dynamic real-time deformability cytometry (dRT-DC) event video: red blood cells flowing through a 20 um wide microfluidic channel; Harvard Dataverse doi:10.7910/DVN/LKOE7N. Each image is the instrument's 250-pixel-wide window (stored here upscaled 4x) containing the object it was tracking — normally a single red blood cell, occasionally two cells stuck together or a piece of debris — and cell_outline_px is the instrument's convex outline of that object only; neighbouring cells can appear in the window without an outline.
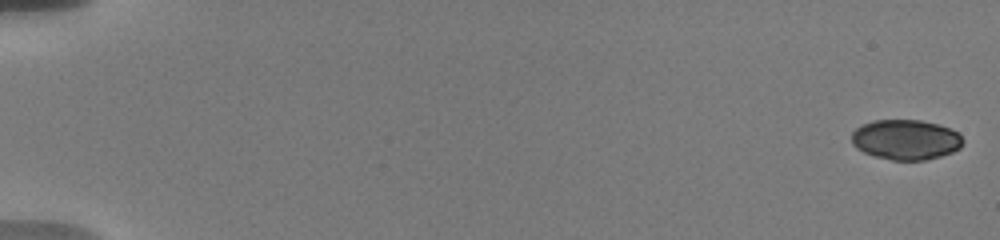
{"species": "human", "species_latin": "Homo sapiens", "temperature_condition": "warm", "stored_images_in_passage": 19, "camera_frame_rate_fps": 3000, "um_per_image_px": 0.085, "donor": {"sex": "male"}, "frame": {"image": 1, "passage_image": 1, "time_ms": 0.0, "image_size_px": [1000, 240], "cell_outline_px": [[964, 140], [960, 148], [952, 152], [940, 156], [924, 160], [892, 160], [876, 156], [864, 152], [856, 148], [852, 144], [852, 132], [856, 128], [872, 120], [920, 120], [936, 124], [948, 128], [956, 132]], "centroid_in_image_um": [76.97, 11.87], "position_along_channel_um": 8.0, "area_um2": 25.84}}
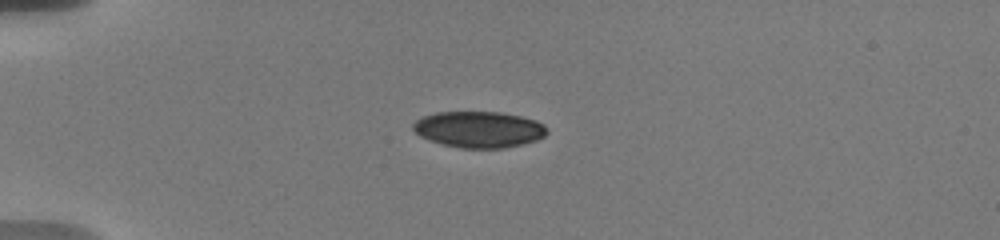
{"frame": {"image": 2, "passage_image": 13, "time_ms": 5.0, "image_size_px": [1000, 240], "cell_outline_px": [[548, 132], [544, 136], [536, 140], [524, 144], [504, 148], [460, 148], [444, 144], [420, 136], [412, 128], [412, 124], [416, 120], [424, 116], [436, 112], [500, 112], [520, 116], [536, 120], [544, 124], [548, 128]], "centroid_in_image_um": [40.74, 11.0], "position_along_channel_um": 44.3, "area_um2": 28.26}}
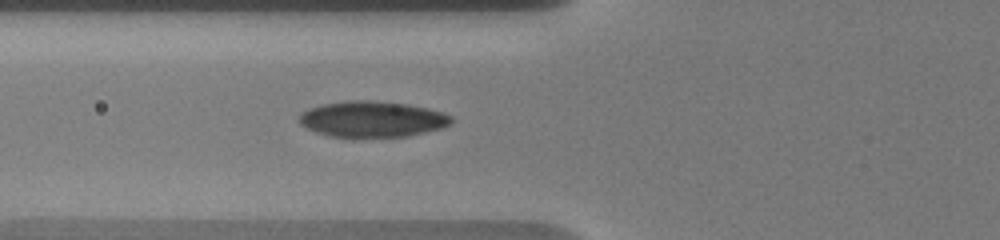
{"frame": {"image": 3, "passage_image": 19, "time_ms": 7.333, "image_size_px": [1000, 240], "cell_outline_px": [[452, 124], [440, 128], [408, 136], [352, 140], [332, 136], [316, 132], [300, 124], [296, 120], [300, 112], [308, 108], [324, 104], [344, 100], [368, 100], [408, 104], [428, 108], [452, 116]], "centroid_in_image_um": [31.58, 10.16], "position_along_channel_um": 94.2, "area_um2": 32.77}}